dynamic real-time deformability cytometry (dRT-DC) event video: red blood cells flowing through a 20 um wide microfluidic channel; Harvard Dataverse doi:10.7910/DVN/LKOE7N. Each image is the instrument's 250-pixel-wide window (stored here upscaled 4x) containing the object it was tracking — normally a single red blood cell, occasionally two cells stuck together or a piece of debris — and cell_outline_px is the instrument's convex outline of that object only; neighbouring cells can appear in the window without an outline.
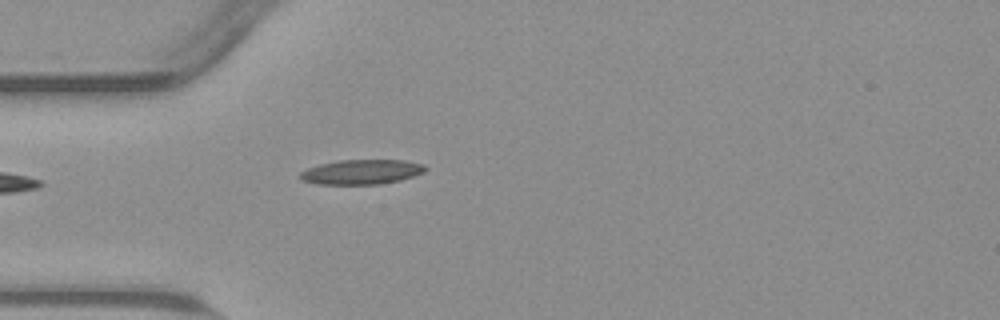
{"species": "common noctule bat (a hibernating species)", "species_latin": "Nyctalus noctula", "temperature_condition": "warm", "stored_images_in_passage": 17, "camera_frame_rate_fps": 3000, "um_per_image_px": 0.085, "animal": {"sex": "male", "body_mass_g": 23.1, "forearm_length_mm": 52.7}, "frame": {"image": 1, "passage_image": 1, "time_ms": 0.0, "image_size_px": [1000, 320], "cell_outline_px": [[428, 168], [424, 172], [400, 180], [380, 184], [316, 184], [300, 180], [300, 172], [308, 168], [320, 164], [340, 160], [404, 160], [424, 164]], "centroid_in_image_um": [30.73, 14.61], "position_along_channel_um": 54.3, "area_um2": 18.03}}
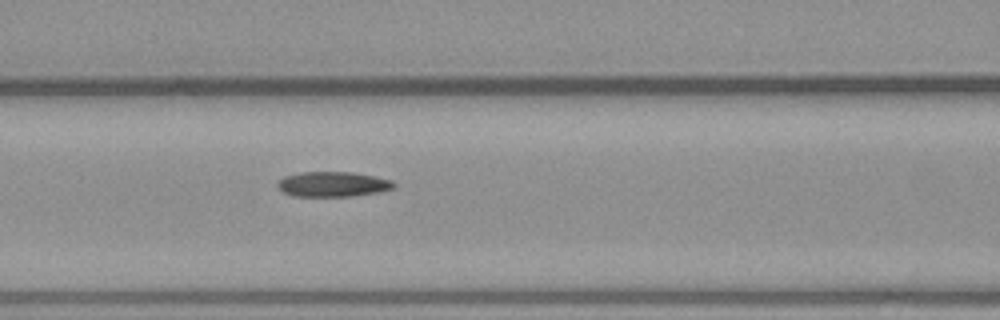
{"frame": {"image": 2, "passage_image": 8, "time_ms": 2.333, "image_size_px": [1000, 320], "cell_outline_px": [[396, 188], [376, 192], [352, 196], [292, 196], [284, 192], [276, 184], [284, 176], [300, 172], [352, 172], [376, 176], [392, 180], [396, 184]], "centroid_in_image_um": [28.32, 15.65], "position_along_channel_um": 138.3, "area_um2": 16.99}}
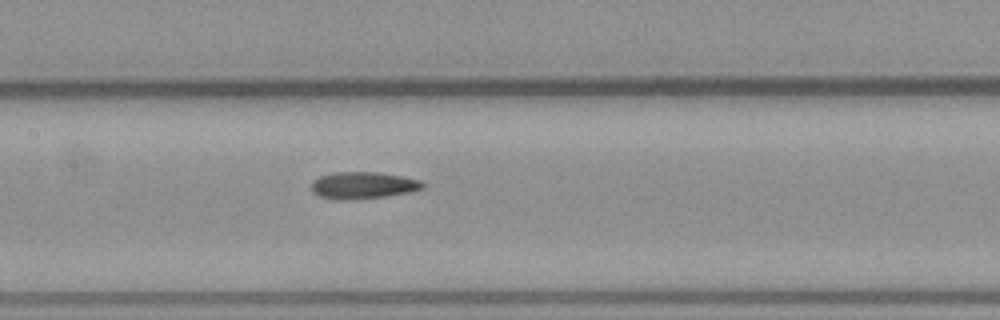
{"frame": {"image": 3, "passage_image": 11, "time_ms": 3.333, "image_size_px": [1000, 320], "cell_outline_px": [[424, 188], [412, 192], [384, 196], [352, 200], [336, 200], [320, 196], [312, 192], [312, 180], [320, 176], [336, 172], [380, 172], [404, 176], [420, 180], [424, 184]], "centroid_in_image_um": [30.87, 15.75], "position_along_channel_um": 176.5, "area_um2": 17.63}}